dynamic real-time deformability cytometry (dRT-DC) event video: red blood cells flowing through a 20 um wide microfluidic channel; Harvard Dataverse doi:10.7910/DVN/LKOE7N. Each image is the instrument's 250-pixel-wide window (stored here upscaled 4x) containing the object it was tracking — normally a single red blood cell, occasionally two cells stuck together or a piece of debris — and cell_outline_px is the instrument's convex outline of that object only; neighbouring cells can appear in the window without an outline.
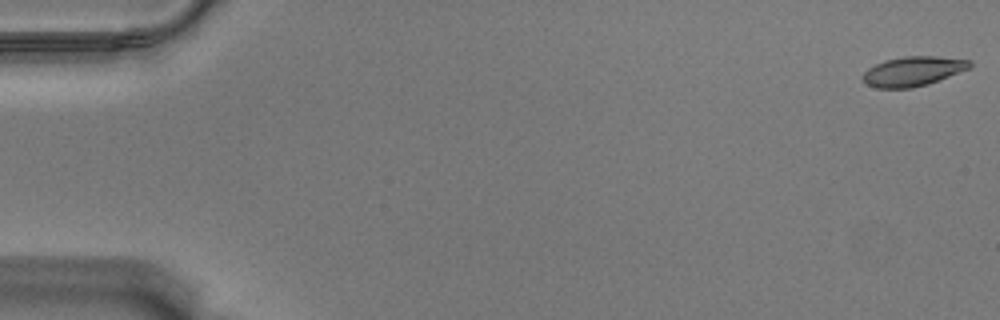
{"species": "Egyptian fruit bat (a non-hibernating species)", "species_latin": "Rousettus aegyptiacus", "temperature_condition": "warm", "stored_images_in_passage": 58, "camera_frame_rate_fps": 3000, "um_per_image_px": 0.085, "animal": {"sex": "male"}, "frame": {"image": 1, "passage_image": 1, "time_ms": 0.0, "image_size_px": [1000, 320], "cell_outline_px": [[972, 68], [940, 80], [928, 84], [912, 88], [876, 88], [868, 84], [864, 80], [864, 72], [868, 68], [876, 64], [888, 60], [904, 56], [936, 56], [972, 60]], "centroid_in_image_um": [77.68, 6.05], "position_along_channel_um": 7.3, "area_um2": 18.44}}
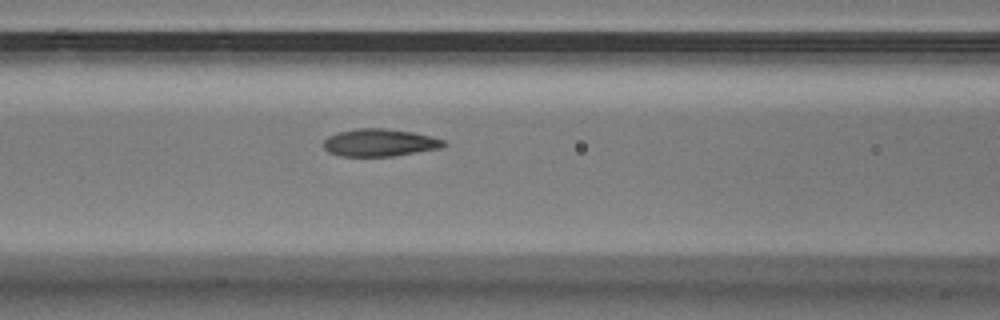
{"frame": {"image": 2, "passage_image": 25, "time_ms": 8.0, "image_size_px": [1000, 320], "cell_outline_px": [[448, 144], [440, 148], [392, 156], [340, 156], [328, 152], [324, 148], [324, 140], [328, 136], [336, 132], [356, 128], [384, 128], [412, 132], [432, 136], [444, 140]], "centroid_in_image_um": [32.25, 12.11], "position_along_channel_um": 134.3, "area_um2": 19.31}}
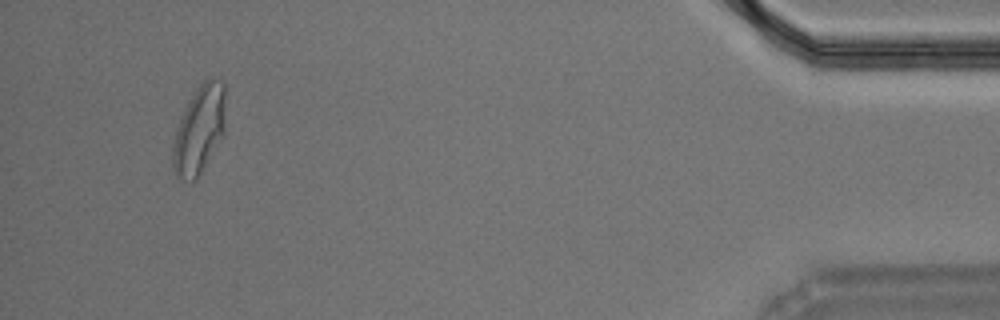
{"frame": {"image": 3, "passage_image": 55, "time_ms": 18.0, "image_size_px": [1000, 320], "cell_outline_px": [[224, 132], [200, 176], [192, 184], [176, 180], [172, 164], [172, 148], [176, 132], [180, 120], [188, 100], [196, 88], [204, 80], [220, 80], [224, 84]], "centroid_in_image_um": [16.9, 11.13], "position_along_channel_um": 418.3, "area_um2": 27.17}, "authors_computed_cell_mechanics": {"area_um2": 19.3052, "velocity_mm_per_s": 3.5293, "shape_relaxation_time_tau1_ms": 4.645, "shape_relaxation_time_tau2_ms": 1.0316, "deformation_change_tau1": 0.1928, "deformation_change_tau2": 0.0719}}